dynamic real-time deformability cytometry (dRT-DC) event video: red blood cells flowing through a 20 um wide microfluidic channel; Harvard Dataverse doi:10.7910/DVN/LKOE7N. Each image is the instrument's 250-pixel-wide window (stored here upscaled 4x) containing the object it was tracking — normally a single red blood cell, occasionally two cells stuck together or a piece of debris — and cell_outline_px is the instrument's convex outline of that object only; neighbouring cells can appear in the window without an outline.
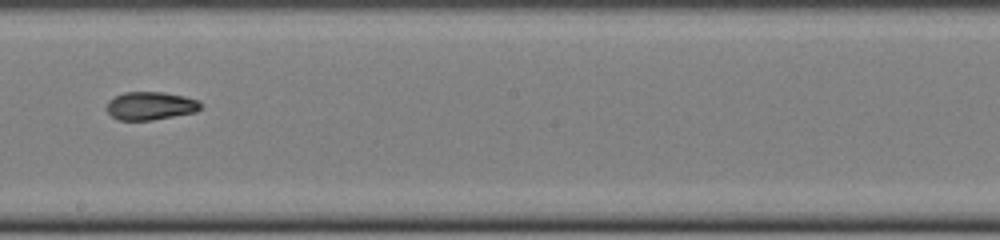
{"species": "common noctule bat (a hibernating species)", "species_latin": "Nyctalus noctula", "temperature_condition": "cold", "stored_images_in_passage": 48, "camera_frame_rate_fps": 3000, "um_per_image_px": 0.085, "animal": {"sex": "female", "body_mass_g": 22.0, "forearm_length_mm": 56.7}, "frame": {"image": 1, "passage_image": 28, "time_ms": 9.0, "image_size_px": [1000, 240], "cell_outline_px": [[204, 108], [196, 112], [152, 120], [120, 120], [112, 116], [104, 108], [108, 100], [124, 92], [164, 92], [184, 96], [200, 100]], "centroid_in_image_um": [12.82, 8.99], "position_along_channel_um": 235.4, "area_um2": 15.66}, "authors_computed_cell_mechanics": {"area_um2": 16.5597, "velocity_mm_per_s": 4.0142, "shape_relaxation_time_tau1_ms": 4.4657, "shape_relaxation_time_tau2_ms": 4.558, "deformation_change_tau1": 0.1627, "deformation_change_tau2": 0.0815}}